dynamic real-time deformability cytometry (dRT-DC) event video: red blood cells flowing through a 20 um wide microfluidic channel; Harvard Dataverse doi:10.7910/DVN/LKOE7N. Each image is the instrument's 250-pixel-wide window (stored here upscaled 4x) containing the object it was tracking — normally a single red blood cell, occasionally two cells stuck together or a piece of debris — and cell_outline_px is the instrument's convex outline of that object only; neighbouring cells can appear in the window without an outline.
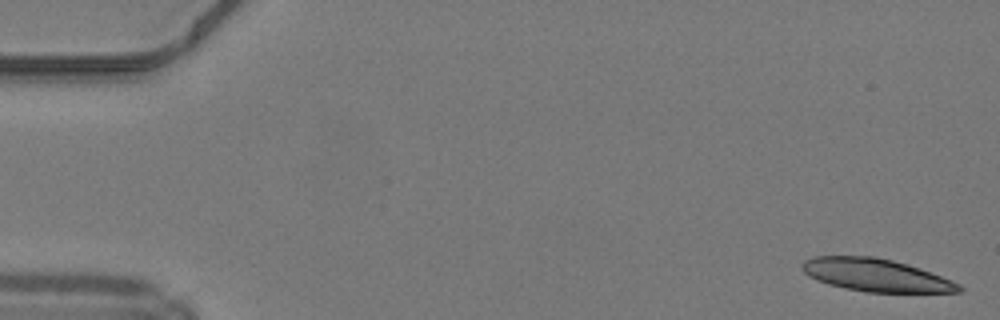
{"species": "common noctule bat (a hibernating species)", "species_latin": "Nyctalus noctula", "temperature_condition": "warm", "stored_images_in_passage": 50, "camera_frame_rate_fps": 3000, "um_per_image_px": 0.085, "animal": {"sex": "male", "body_mass_g": 19.2, "forearm_length_mm": 51.8}, "frame": {"image": 1, "passage_image": 1, "time_ms": 0.0, "image_size_px": [1000, 320], "cell_outline_px": [[964, 288], [960, 292], [864, 292], [844, 288], [828, 284], [816, 280], [808, 276], [804, 272], [800, 264], [804, 260], [816, 256], [872, 256], [892, 260], [908, 264], [920, 268], [952, 280], [960, 284]], "centroid_in_image_um": [74.44, 23.38], "position_along_channel_um": 10.6, "area_um2": 30.0}}
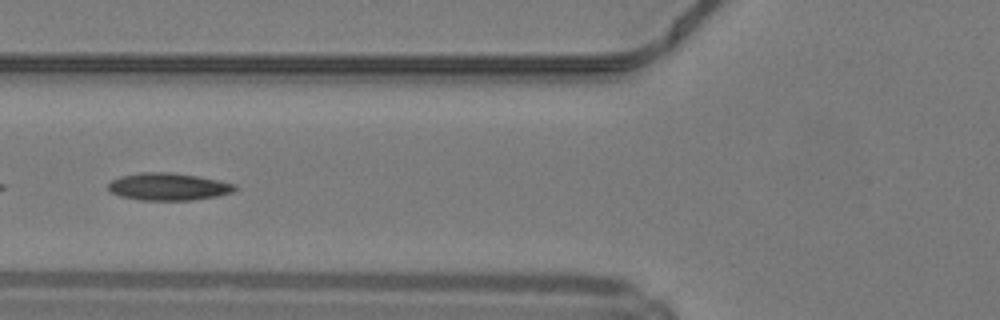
{"frame": {"image": 2, "passage_image": 19, "time_ms": 6.0, "image_size_px": [1000, 320], "cell_outline_px": [[236, 188], [232, 192], [216, 196], [192, 200], [140, 200], [120, 196], [112, 192], [108, 188], [108, 184], [112, 180], [120, 176], [140, 172], [172, 172], [196, 176], [236, 184]], "centroid_in_image_um": [14.28, 15.86], "position_along_channel_um": 111.5, "area_um2": 20.06}}
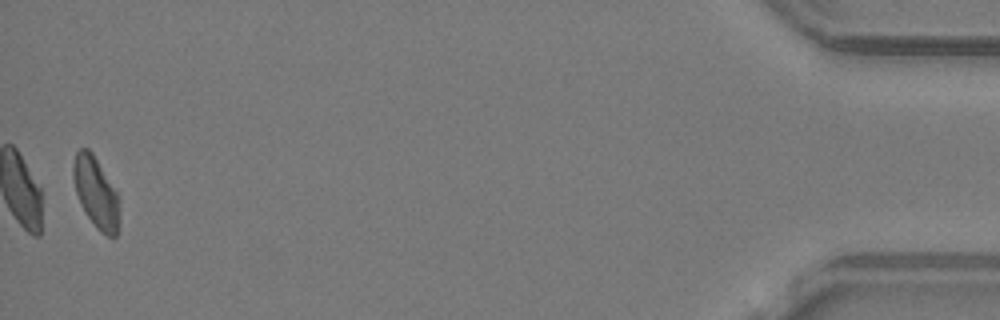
{"frame": {"image": 3, "passage_image": 48, "time_ms": 15.667, "image_size_px": [1000, 320], "cell_outline_px": [[116, 236], [108, 236], [100, 232], [96, 228], [88, 216], [76, 192], [72, 176], [72, 168], [76, 152], [80, 148], [88, 148], [92, 152], [116, 192]], "centroid_in_image_um": [8.08, 16.3], "position_along_channel_um": 427.1, "area_um2": 17.98}, "authors_computed_cell_mechanics": {"area_um2": 20.0277, "velocity_mm_per_s": 4.2032, "shape_relaxation_time_tau1_ms": 7.8219, "shape_relaxation_time_tau2_ms": 1.9258, "deformation_change_tau1": 0.1842, "deformation_change_tau2": 0.0815}}